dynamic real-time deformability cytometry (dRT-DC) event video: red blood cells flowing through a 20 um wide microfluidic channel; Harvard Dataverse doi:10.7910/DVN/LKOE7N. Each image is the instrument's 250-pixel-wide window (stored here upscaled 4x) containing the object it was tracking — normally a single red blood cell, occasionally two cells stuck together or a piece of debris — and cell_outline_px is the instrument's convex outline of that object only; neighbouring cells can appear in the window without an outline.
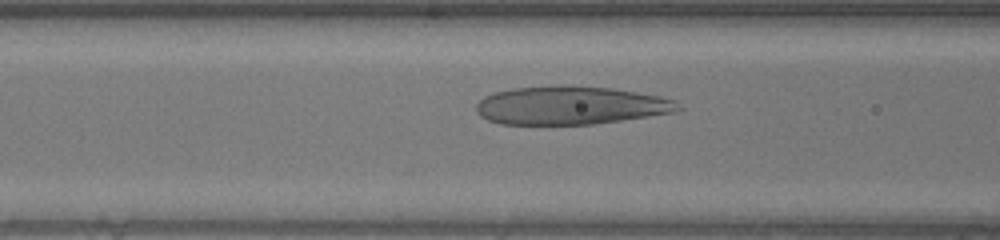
{"species": "human", "species_latin": "Homo sapiens", "temperature_condition": "warm", "stored_images_in_passage": 44, "camera_frame_rate_fps": 3000, "um_per_image_px": 0.085, "donor": {"sex": "male"}, "frame": {"image": 1, "passage_image": 17, "time_ms": 5.333, "image_size_px": [1000, 240], "cell_outline_px": [[684, 108], [672, 112], [648, 116], [592, 124], [500, 124], [488, 120], [480, 116], [476, 112], [476, 104], [484, 96], [492, 92], [512, 88], [548, 84], [564, 84], [612, 88], [660, 96], [676, 100]], "centroid_in_image_um": [48.45, 8.93], "position_along_channel_um": 118.1, "area_um2": 45.6}}
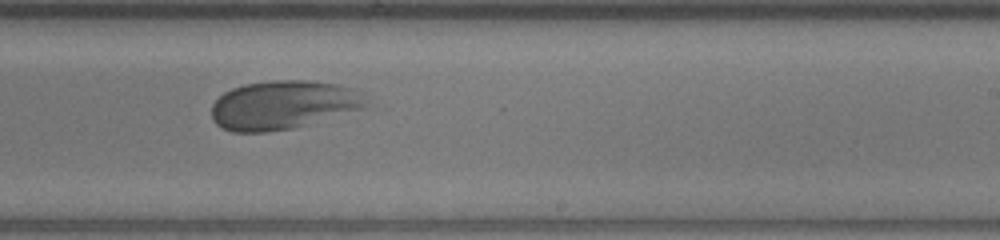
{"frame": {"image": 2, "passage_image": 28, "time_ms": 9.0, "image_size_px": [1000, 240], "cell_outline_px": [[368, 104], [364, 108], [292, 128], [264, 132], [232, 132], [216, 124], [212, 120], [212, 104], [224, 92], [232, 88], [244, 84], [272, 80], [304, 80], [336, 84], [352, 88], [364, 92]], "centroid_in_image_um": [24.07, 8.91], "position_along_channel_um": 264.9, "area_um2": 43.81}}
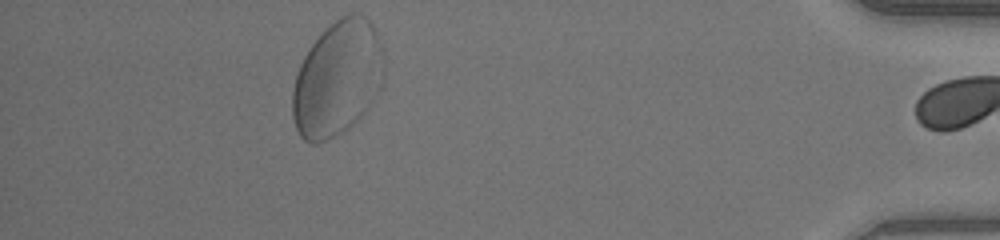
{"frame": {"image": 3, "passage_image": 43, "time_ms": 14.0, "image_size_px": [1000, 240], "cell_outline_px": [[384, 88], [368, 108], [352, 124], [340, 132], [316, 144], [312, 144], [304, 140], [300, 136], [296, 128], [292, 116], [292, 92], [296, 76], [300, 64], [304, 56], [312, 44], [336, 20], [352, 12], [360, 12], [372, 24], [376, 32], [384, 56]], "centroid_in_image_um": [28.71, 6.69], "position_along_channel_um": 406.5, "area_um2": 61.38}}